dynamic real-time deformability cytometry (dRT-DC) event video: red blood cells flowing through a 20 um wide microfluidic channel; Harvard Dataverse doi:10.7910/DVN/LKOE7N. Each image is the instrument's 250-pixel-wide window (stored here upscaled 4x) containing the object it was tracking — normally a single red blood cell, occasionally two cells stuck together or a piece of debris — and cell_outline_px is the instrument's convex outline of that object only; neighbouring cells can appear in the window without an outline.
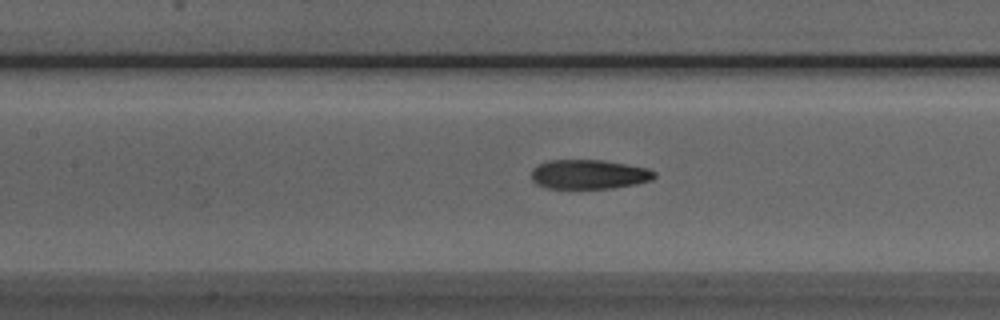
{"species": "Egyptian fruit bat (a non-hibernating species)", "species_latin": "Rousettus aegyptiacus", "temperature_condition": "room temperature", "stored_images_in_passage": 37, "camera_frame_rate_fps": 3000, "um_per_image_px": 0.085, "animal": {"sex": "male"}, "frame": {"image": 1, "passage_image": 8, "time_ms": 2.333, "image_size_px": [1000, 320], "cell_outline_px": [[656, 176], [652, 180], [636, 184], [612, 188], [548, 188], [536, 184], [532, 180], [532, 168], [548, 160], [600, 160], [648, 168], [656, 172]], "centroid_in_image_um": [50.07, 14.82], "position_along_channel_um": 157.3, "area_um2": 20.98}}
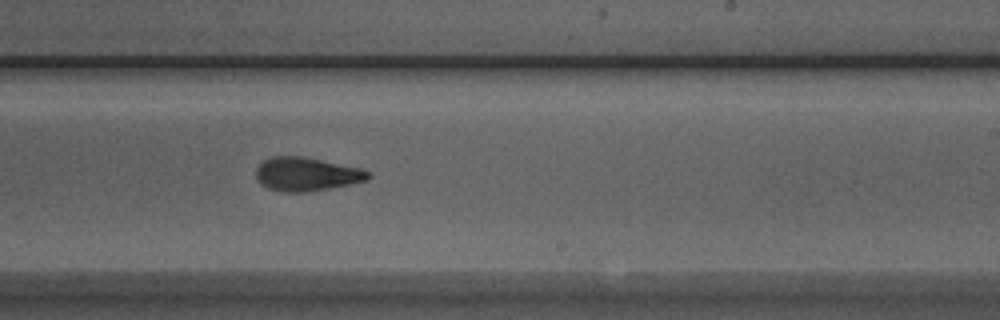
{"frame": {"image": 2, "passage_image": 16, "time_ms": 5.0, "image_size_px": [1000, 320], "cell_outline_px": [[372, 176], [368, 180], [308, 192], [280, 192], [268, 188], [260, 184], [256, 180], [256, 168], [264, 160], [272, 156], [300, 156], [360, 168], [368, 172]], "centroid_in_image_um": [26.0, 14.81], "position_along_channel_um": 263.0, "area_um2": 21.85}}
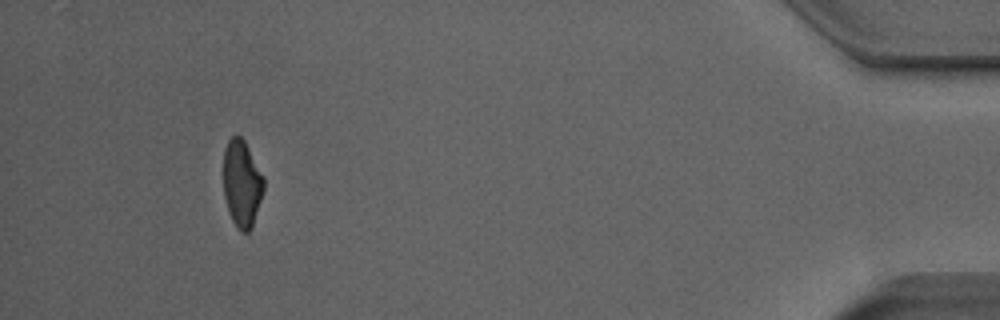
{"frame": {"image": 3, "passage_image": 33, "time_ms": 10.667, "image_size_px": [1000, 320], "cell_outline_px": [[264, 192], [252, 228], [248, 232], [240, 232], [232, 220], [228, 212], [224, 196], [224, 148], [228, 140], [232, 136], [240, 136], [244, 140], [264, 176]], "centroid_in_image_um": [20.57, 15.62], "position_along_channel_um": 414.6, "area_um2": 20.63}, "authors_computed_cell_mechanics": {"area_um2": 21.7906, "velocity_mm_per_s": 3.9771, "shape_relaxation_time_tau1_ms": 4.9259, "shape_relaxation_time_tau2_ms": 2.1698, "deformation_change_tau1": 0.1824, "deformation_change_tau2": 0.0882}}